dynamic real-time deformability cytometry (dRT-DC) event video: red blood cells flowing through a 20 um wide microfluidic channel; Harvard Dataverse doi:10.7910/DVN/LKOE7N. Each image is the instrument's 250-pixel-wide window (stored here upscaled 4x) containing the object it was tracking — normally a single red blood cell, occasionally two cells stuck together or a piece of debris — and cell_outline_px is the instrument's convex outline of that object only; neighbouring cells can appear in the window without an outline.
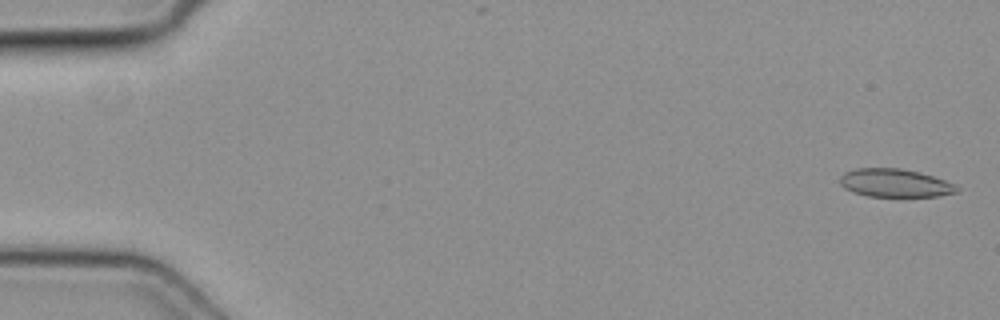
{"species": "common noctule bat (a hibernating species)", "species_latin": "Nyctalus noctula", "temperature_condition": "cold", "stored_images_in_passage": 47, "camera_frame_rate_fps": 3000, "um_per_image_px": 0.085, "animal": {"sex": "female", "body_mass_g": 19.3, "forearm_length_mm": 54.1}, "frame": {"image": 1, "passage_image": 2, "time_ms": 0.333, "image_size_px": [1000, 320], "cell_outline_px": [[960, 192], [936, 196], [868, 196], [852, 192], [844, 188], [840, 184], [840, 176], [844, 172], [856, 168], [900, 168], [920, 172], [944, 180], [960, 188]], "centroid_in_image_um": [76.05, 15.55], "position_along_channel_um": 9.0, "area_um2": 19.19}}
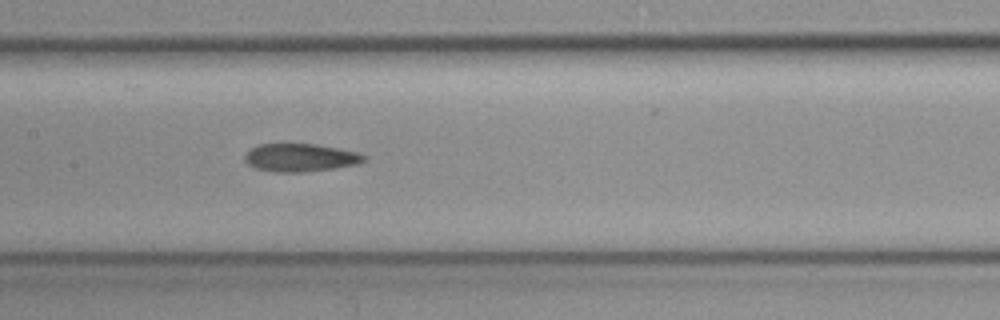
{"frame": {"image": 2, "passage_image": 25, "time_ms": 8.0, "image_size_px": [1000, 320], "cell_outline_px": [[368, 156], [364, 160], [356, 164], [336, 168], [304, 172], [272, 172], [256, 168], [248, 164], [244, 160], [244, 156], [252, 148], [260, 144], [316, 144], [356, 152]], "centroid_in_image_um": [25.52, 13.4], "position_along_channel_um": 181.9, "area_um2": 19.31}}
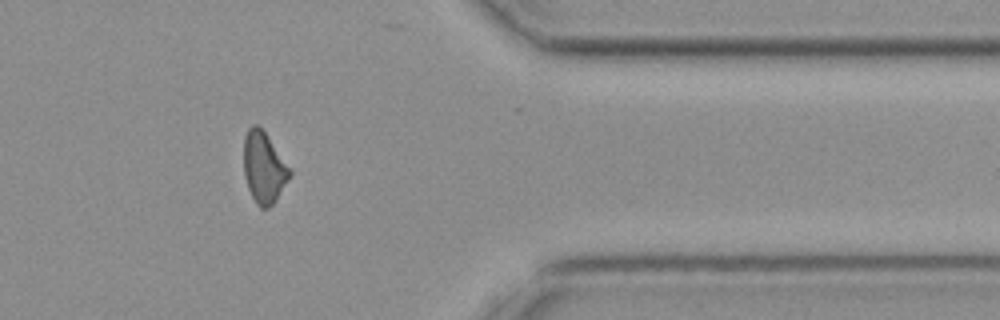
{"frame": {"image": 3, "passage_image": 41, "time_ms": 13.333, "image_size_px": [1000, 320], "cell_outline_px": [[292, 172], [288, 180], [276, 200], [268, 208], [260, 208], [256, 204], [248, 188], [244, 176], [244, 136], [248, 128], [252, 124], [256, 124], [264, 132], [292, 168]], "centroid_in_image_um": [22.43, 14.24], "position_along_channel_um": 389.0, "area_um2": 19.13}}